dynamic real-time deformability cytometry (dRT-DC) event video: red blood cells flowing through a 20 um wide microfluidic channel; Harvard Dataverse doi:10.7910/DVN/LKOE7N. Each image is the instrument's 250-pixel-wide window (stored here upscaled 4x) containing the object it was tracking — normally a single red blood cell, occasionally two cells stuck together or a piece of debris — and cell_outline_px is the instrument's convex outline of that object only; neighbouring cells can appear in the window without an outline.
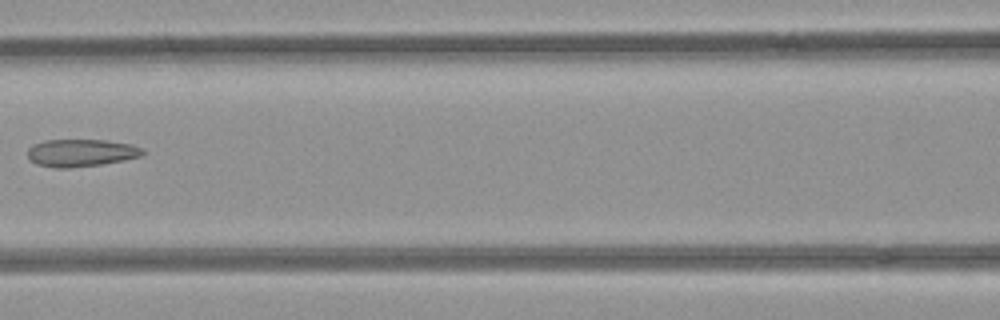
{"species": "common noctule bat (a hibernating species)", "species_latin": "Nyctalus noctula", "temperature_condition": "room temperature", "stored_images_in_passage": 8, "camera_frame_rate_fps": 3000, "um_per_image_px": 0.085, "animal": {"sex": "female", "body_mass_g": 21.9}, "frame": {"image": 1, "passage_image": 7, "time_ms": 2.0, "image_size_px": [1000, 320], "cell_outline_px": [[144, 152], [140, 156], [124, 160], [100, 164], [68, 168], [56, 168], [36, 164], [28, 160], [28, 148], [32, 144], [44, 140], [104, 140], [132, 144], [144, 148]], "centroid_in_image_um": [6.86, 12.98], "position_along_channel_um": 159.7, "area_um2": 18.5}}
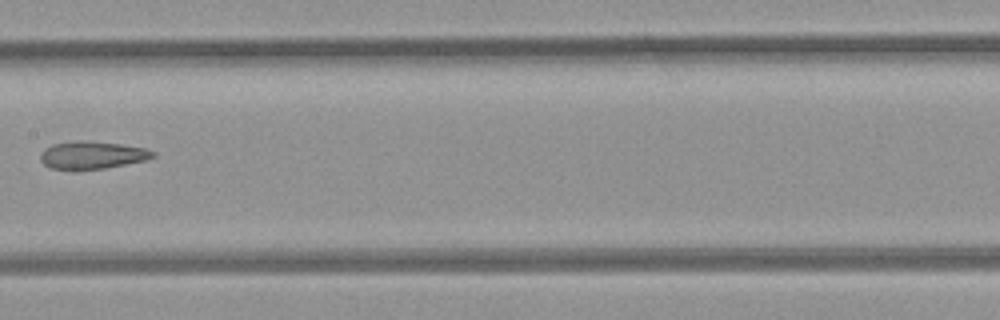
{"frame": {"image": 2, "passage_image": 8, "time_ms": 2.333, "image_size_px": [1000, 320], "cell_outline_px": [[156, 156], [148, 160], [104, 168], [80, 172], [72, 172], [52, 168], [44, 164], [40, 160], [40, 152], [44, 148], [52, 144], [120, 144], [144, 148], [156, 152]], "centroid_in_image_um": [7.83, 13.28], "position_along_channel_um": 199.6, "area_um2": 17.69}}